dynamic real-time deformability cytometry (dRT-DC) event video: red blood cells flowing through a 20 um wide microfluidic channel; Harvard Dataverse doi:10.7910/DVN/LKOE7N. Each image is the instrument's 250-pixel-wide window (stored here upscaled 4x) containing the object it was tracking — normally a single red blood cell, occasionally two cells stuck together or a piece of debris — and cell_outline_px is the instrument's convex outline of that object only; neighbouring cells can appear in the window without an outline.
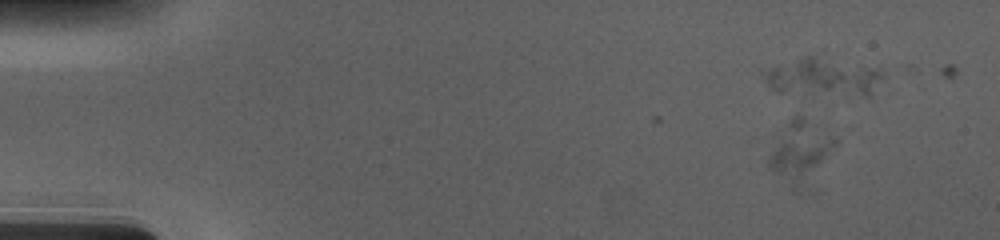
{"species": "human", "species_latin": "Homo sapiens", "temperature_condition": "cold", "stored_images_in_passage": 47, "camera_frame_rate_fps": 3000, "um_per_image_px": 0.085, "donor": {"sex": "male"}, "frame": {"image": 1, "passage_image": 8, "time_ms": 2.333, "image_size_px": [1000, 240], "cell_outline_px": [[836, 144], [804, 196], [792, 192], [768, 168], [768, 160], [780, 136], [792, 116], [800, 116], [836, 140]], "centroid_in_image_um": [68.01, 13.14], "position_along_channel_um": 17.0, "area_um2": 23.58}}